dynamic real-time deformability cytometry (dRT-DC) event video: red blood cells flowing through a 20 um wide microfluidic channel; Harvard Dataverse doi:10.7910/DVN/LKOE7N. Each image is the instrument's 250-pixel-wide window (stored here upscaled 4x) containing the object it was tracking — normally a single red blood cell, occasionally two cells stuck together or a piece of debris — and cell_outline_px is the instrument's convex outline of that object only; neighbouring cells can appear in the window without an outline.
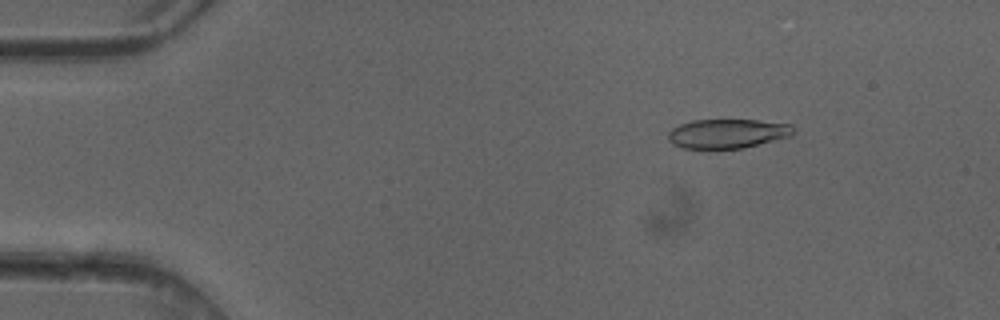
{"species": "common noctule bat (a hibernating species)", "species_latin": "Nyctalus noctula", "temperature_condition": "cold", "stored_images_in_passage": 4, "camera_frame_rate_fps": 3000, "um_per_image_px": 0.085, "animal": {"sex": "female"}, "frame": {"image": 1, "passage_image": 2, "time_ms": 0.333, "image_size_px": [1000, 320], "cell_outline_px": [[796, 132], [792, 136], [744, 148], [716, 152], [680, 148], [672, 144], [668, 140], [668, 132], [672, 128], [680, 124], [692, 120], [756, 120], [792, 124], [796, 128]], "centroid_in_image_um": [61.82, 11.41], "position_along_channel_um": 23.2, "area_um2": 22.54}}